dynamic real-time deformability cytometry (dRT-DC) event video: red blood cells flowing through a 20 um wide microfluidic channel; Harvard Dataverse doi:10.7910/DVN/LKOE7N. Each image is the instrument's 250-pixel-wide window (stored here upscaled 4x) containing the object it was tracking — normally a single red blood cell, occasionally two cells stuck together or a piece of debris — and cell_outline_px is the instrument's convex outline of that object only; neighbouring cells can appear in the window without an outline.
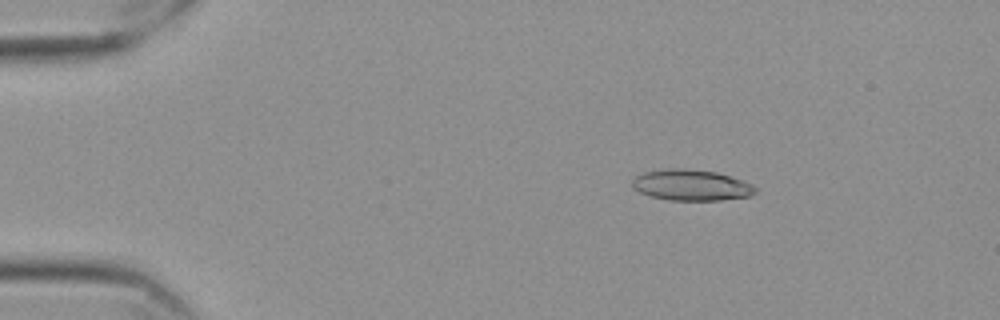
{"species": "Egyptian fruit bat (a non-hibernating species)", "species_latin": "Rousettus aegyptiacus", "temperature_condition": "cold", "stored_images_in_passage": 58, "camera_frame_rate_fps": 3000, "um_per_image_px": 0.085, "frame": {"image": 1, "passage_image": 10, "time_ms": 3.0, "image_size_px": [1000, 320], "cell_outline_px": [[756, 192], [752, 196], [720, 200], [668, 200], [652, 196], [640, 192], [632, 188], [632, 180], [636, 176], [644, 172], [668, 168], [680, 168], [716, 172], [744, 180], [752, 184], [756, 188]], "centroid_in_image_um": [58.77, 15.73], "position_along_channel_um": 26.2, "area_um2": 22.25}}
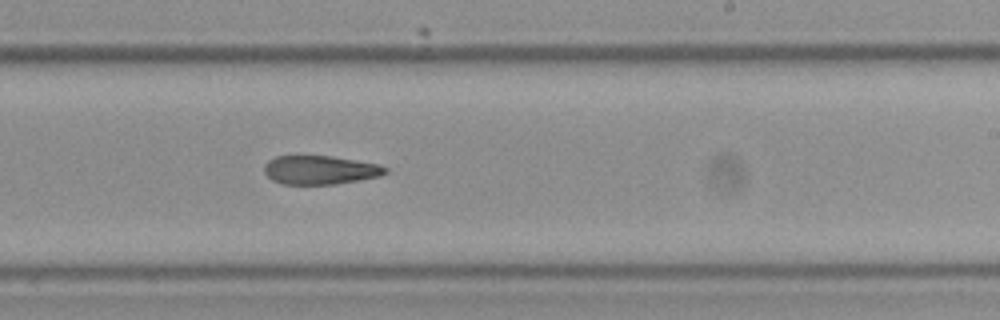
{"frame": {"image": 2, "passage_image": 36, "time_ms": 11.667, "image_size_px": [1000, 320], "cell_outline_px": [[388, 172], [380, 176], [336, 184], [280, 184], [272, 180], [264, 172], [264, 164], [268, 160], [276, 156], [332, 156], [380, 164], [388, 168]], "centroid_in_image_um": [27.21, 14.44], "position_along_channel_um": 261.8, "area_um2": 20.4}}
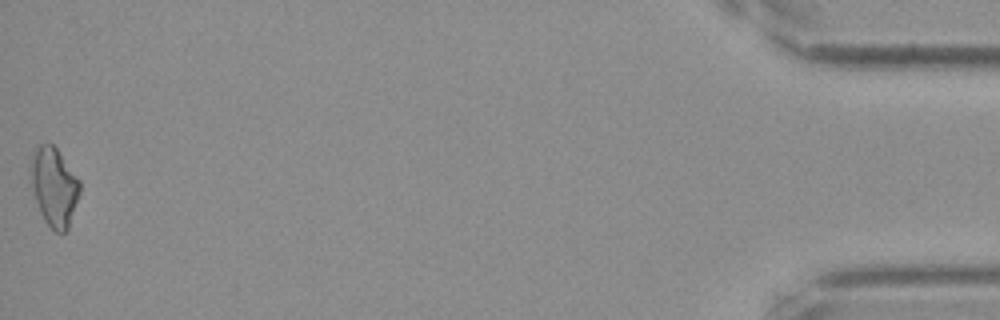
{"frame": {"image": 3, "passage_image": 58, "time_ms": 19.0, "image_size_px": [1000, 320], "cell_outline_px": [[80, 192], [68, 228], [64, 232], [56, 232], [44, 220], [40, 212], [32, 188], [28, 168], [32, 152], [40, 144], [52, 144], [56, 148], [80, 180]], "centroid_in_image_um": [4.57, 15.85], "position_along_channel_um": 430.6, "area_um2": 22.48}}